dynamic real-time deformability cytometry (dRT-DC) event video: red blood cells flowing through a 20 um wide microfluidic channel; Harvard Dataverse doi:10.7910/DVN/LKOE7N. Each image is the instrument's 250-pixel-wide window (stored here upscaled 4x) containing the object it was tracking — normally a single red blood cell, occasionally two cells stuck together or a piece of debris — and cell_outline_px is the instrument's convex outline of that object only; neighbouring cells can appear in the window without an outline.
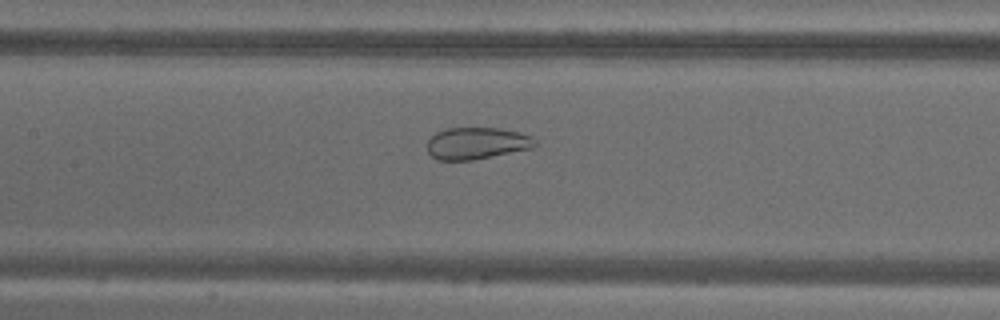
{"species": "common noctule bat (a hibernating species)", "species_latin": "Nyctalus noctula", "temperature_condition": "warm", "stored_images_in_passage": 40, "camera_frame_rate_fps": 3000, "um_per_image_px": 0.085, "animal": {"sex": "male", "body_mass_g": 18.8}, "frame": {"image": 1, "passage_image": 12, "time_ms": 3.667, "image_size_px": [1000, 320], "cell_outline_px": [[536, 144], [532, 148], [472, 160], [436, 160], [428, 152], [428, 140], [436, 132], [444, 128], [500, 128], [520, 132], [532, 136], [536, 140]], "centroid_in_image_um": [40.52, 12.17], "position_along_channel_um": 166.9, "area_um2": 20.06}}